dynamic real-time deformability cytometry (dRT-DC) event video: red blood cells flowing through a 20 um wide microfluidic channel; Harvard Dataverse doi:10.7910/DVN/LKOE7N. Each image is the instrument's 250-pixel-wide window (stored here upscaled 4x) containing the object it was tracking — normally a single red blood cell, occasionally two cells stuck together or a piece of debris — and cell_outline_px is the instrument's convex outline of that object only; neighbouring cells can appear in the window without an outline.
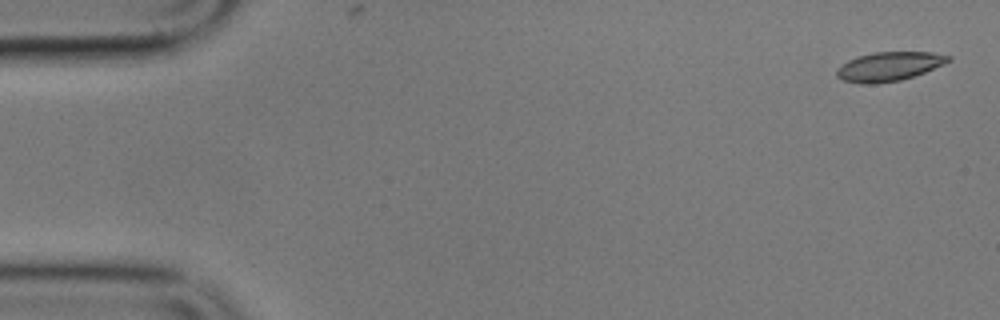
{"species": "common noctule bat (a hibernating species)", "species_latin": "Nyctalus noctula", "temperature_condition": "cold", "stored_images_in_passage": 2, "camera_frame_rate_fps": 3000, "um_per_image_px": 0.085, "animal": {"sex": "male", "body_mass_g": 17.9}, "frame": {"image": 1, "passage_image": 1, "time_ms": 0.0, "image_size_px": [1000, 320], "cell_outline_px": [[952, 60], [944, 64], [924, 72], [900, 80], [872, 84], [860, 84], [844, 80], [836, 76], [836, 68], [848, 60], [856, 56], [872, 52], [932, 52], [952, 56]], "centroid_in_image_um": [75.55, 5.64], "position_along_channel_um": 9.5, "area_um2": 18.96}}